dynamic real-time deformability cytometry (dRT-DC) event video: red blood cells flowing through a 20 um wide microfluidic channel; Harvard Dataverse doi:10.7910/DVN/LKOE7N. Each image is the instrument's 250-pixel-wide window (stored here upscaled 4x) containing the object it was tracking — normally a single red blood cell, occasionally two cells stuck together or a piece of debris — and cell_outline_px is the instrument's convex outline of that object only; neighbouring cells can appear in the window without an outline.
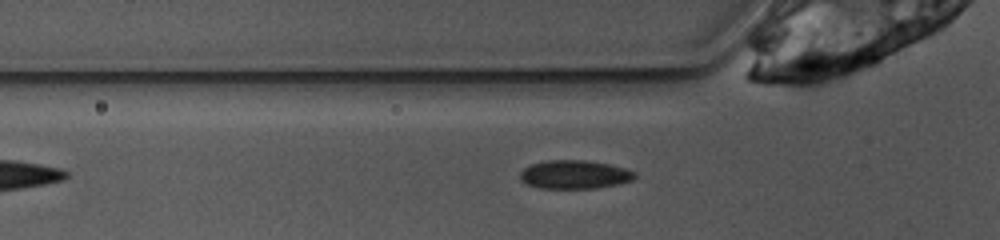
{"species": "common noctule bat (a hibernating species)", "species_latin": "Nyctalus noctula", "temperature_condition": "warm", "stored_images_in_passage": 28, "camera_frame_rate_fps": 3000, "um_per_image_px": 0.085, "animal": {"sex": "female", "body_mass_g": 10.0, "forearm_length_mm": 53.1}, "frame": {"image": 1, "passage_image": 2, "time_ms": 0.333, "image_size_px": [1000, 240], "cell_outline_px": [[636, 176], [632, 180], [616, 184], [596, 188], [540, 188], [528, 184], [520, 180], [520, 172], [524, 168], [532, 164], [548, 160], [588, 160], [608, 164], [624, 168], [636, 172]], "centroid_in_image_um": [48.83, 14.83], "position_along_channel_um": 77.0, "area_um2": 18.96}}
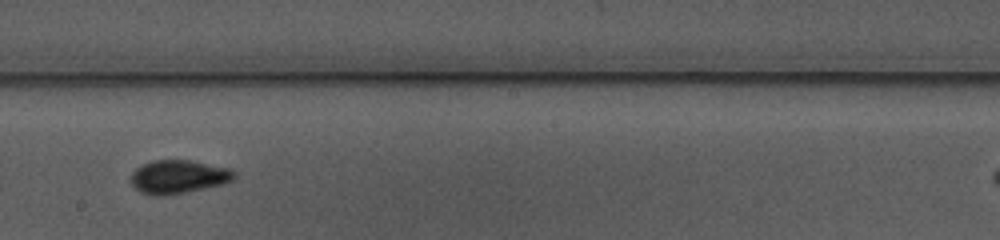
{"frame": {"image": 2, "passage_image": 14, "time_ms": 4.333, "image_size_px": [1000, 240], "cell_outline_px": [[236, 176], [232, 180], [224, 184], [164, 196], [152, 196], [140, 192], [132, 184], [132, 172], [136, 168], [152, 160], [192, 160], [228, 168], [236, 172]], "centroid_in_image_um": [15.17, 15.02], "position_along_channel_um": 233.0, "area_um2": 20.11}}
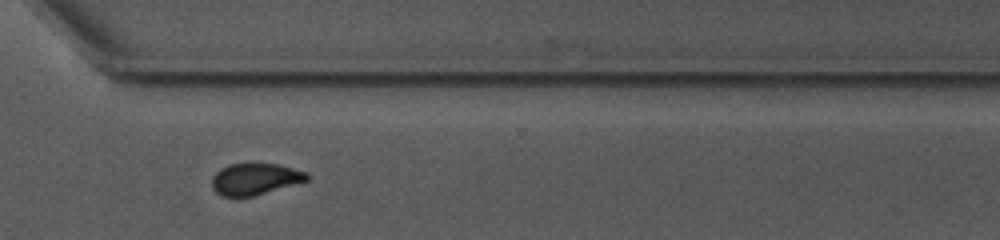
{"frame": {"image": 3, "passage_image": 23, "time_ms": 7.333, "image_size_px": [1000, 240], "cell_outline_px": [[312, 176], [308, 180], [252, 196], [220, 196], [212, 188], [212, 176], [220, 168], [228, 164], [280, 164], [308, 172]], "centroid_in_image_um": [21.69, 15.2], "position_along_channel_um": 348.9, "area_um2": 17.46}}